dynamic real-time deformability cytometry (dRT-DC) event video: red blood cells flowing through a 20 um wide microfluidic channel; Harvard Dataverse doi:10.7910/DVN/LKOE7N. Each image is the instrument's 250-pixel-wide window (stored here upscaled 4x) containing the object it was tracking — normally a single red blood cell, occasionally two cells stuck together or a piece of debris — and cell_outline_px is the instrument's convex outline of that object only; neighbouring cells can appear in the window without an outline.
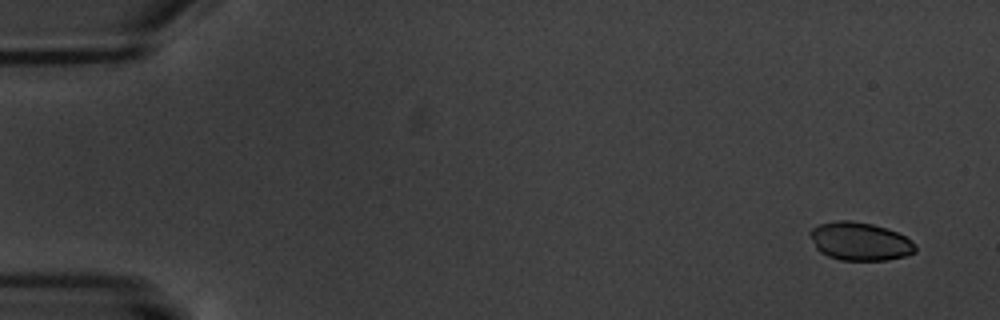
{"species": "common noctule bat (a hibernating species)", "species_latin": "Nyctalus noctula", "temperature_condition": "warm", "stored_images_in_passage": 5, "camera_frame_rate_fps": 3000, "um_per_image_px": 0.085, "animal": {"sex": "male", "body_mass_g": 20.1, "forearm_length_mm": 53.5}, "frame": {"image": 1, "passage_image": 1, "time_ms": 0.0, "image_size_px": [1000, 320], "cell_outline_px": [[916, 252], [904, 256], [888, 260], [840, 260], [828, 256], [820, 252], [816, 248], [808, 232], [812, 228], [820, 224], [836, 220], [852, 220], [872, 224], [896, 232], [904, 236], [916, 244]], "centroid_in_image_um": [73.08, 20.52], "position_along_channel_um": 11.9, "area_um2": 23.41}}
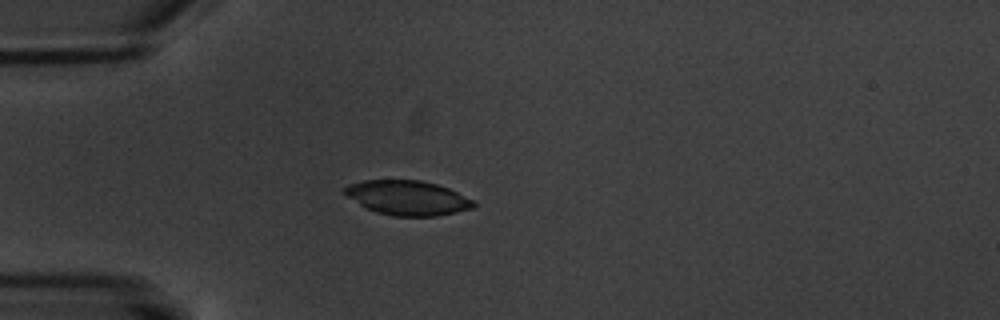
{"frame": {"image": 2, "passage_image": 5, "time_ms": 4.667, "image_size_px": [1000, 320], "cell_outline_px": [[476, 204], [472, 208], [456, 212], [436, 216], [392, 216], [376, 212], [364, 208], [348, 196], [344, 192], [344, 188], [348, 184], [364, 180], [420, 180], [436, 184], [448, 188], [476, 200]], "centroid_in_image_um": [34.65, 16.82], "position_along_channel_um": 50.3, "area_um2": 26.07}}